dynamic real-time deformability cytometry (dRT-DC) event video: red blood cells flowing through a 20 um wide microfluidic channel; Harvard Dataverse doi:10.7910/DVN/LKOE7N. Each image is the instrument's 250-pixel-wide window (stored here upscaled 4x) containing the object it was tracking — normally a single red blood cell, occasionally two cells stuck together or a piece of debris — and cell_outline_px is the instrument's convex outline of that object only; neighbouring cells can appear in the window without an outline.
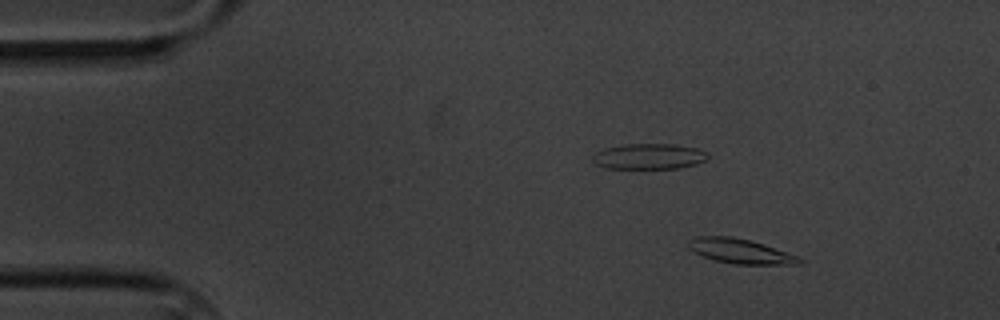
{"species": "common noctule bat (a hibernating species)", "species_latin": "Nyctalus noctula", "temperature_condition": "cold", "stored_images_in_passage": 6, "camera_frame_rate_fps": 3000, "um_per_image_px": 0.085, "animal": {"sex": "male", "body_mass_g": 20.1, "forearm_length_mm": 53.5}, "frame": {"image": 1, "passage_image": 3, "time_ms": 2.0, "image_size_px": [1000, 320], "cell_outline_px": [[804, 260], [800, 264], [736, 264], [716, 260], [692, 252], [688, 248], [688, 240], [696, 236], [732, 236], [752, 240], [800, 256]], "centroid_in_image_um": [62.94, 21.33], "position_along_channel_um": 22.1, "area_um2": 16.13}}
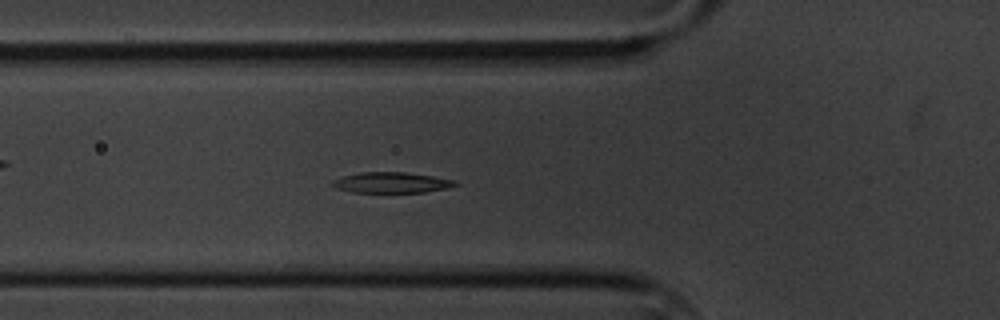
{"frame": {"image": 2, "passage_image": 6, "time_ms": 6.333, "image_size_px": [1000, 320], "cell_outline_px": [[460, 184], [448, 188], [424, 192], [352, 192], [336, 188], [332, 184], [332, 180], [344, 176], [360, 172], [404, 172], [432, 176], [456, 180]], "centroid_in_image_um": [33.31, 15.52], "position_along_channel_um": 92.5, "area_um2": 14.74}}